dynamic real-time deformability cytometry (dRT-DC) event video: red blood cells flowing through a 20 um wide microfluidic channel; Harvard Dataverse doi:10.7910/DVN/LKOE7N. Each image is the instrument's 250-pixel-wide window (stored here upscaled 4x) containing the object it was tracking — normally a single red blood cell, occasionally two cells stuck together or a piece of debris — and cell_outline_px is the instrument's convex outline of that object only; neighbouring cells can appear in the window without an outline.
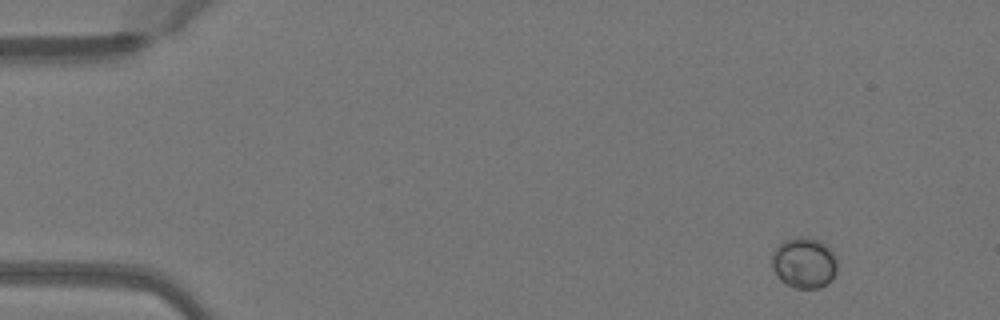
{"species": "Egyptian fruit bat (a non-hibernating species)", "species_latin": "Rousettus aegyptiacus", "temperature_condition": "warm", "stored_images_in_passage": 47, "camera_frame_rate_fps": 3000, "um_per_image_px": 0.085, "animal": {"sex": "female"}, "frame": {"image": 1, "passage_image": 1, "time_ms": 0.0, "image_size_px": [1000, 320], "cell_outline_px": [[836, 272], [832, 280], [820, 288], [796, 288], [780, 280], [772, 268], [772, 256], [776, 248], [784, 240], [800, 236], [816, 240], [824, 244], [832, 252], [836, 260]], "centroid_in_image_um": [68.34, 22.36], "position_along_channel_um": 16.7, "area_um2": 19.07}}
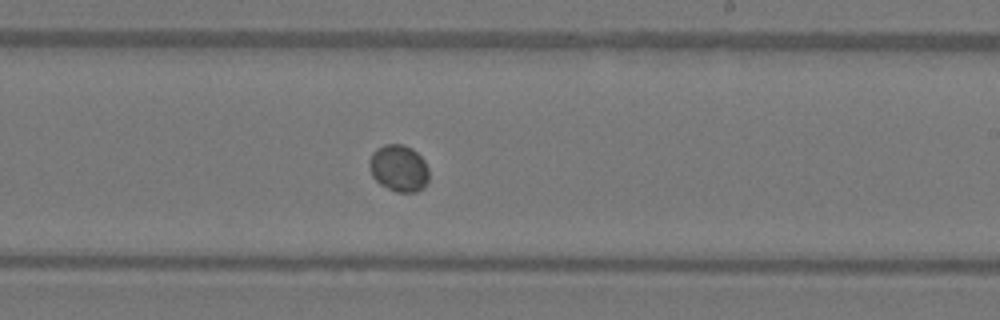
{"frame": {"image": 2, "passage_image": 27, "time_ms": 8.667, "image_size_px": [1000, 320], "cell_outline_px": [[428, 180], [424, 188], [416, 192], [396, 192], [380, 184], [372, 176], [368, 164], [368, 160], [372, 152], [376, 148], [384, 144], [404, 144], [412, 148], [424, 160], [428, 168]], "centroid_in_image_um": [33.88, 14.29], "position_along_channel_um": 255.1, "area_um2": 16.47}}
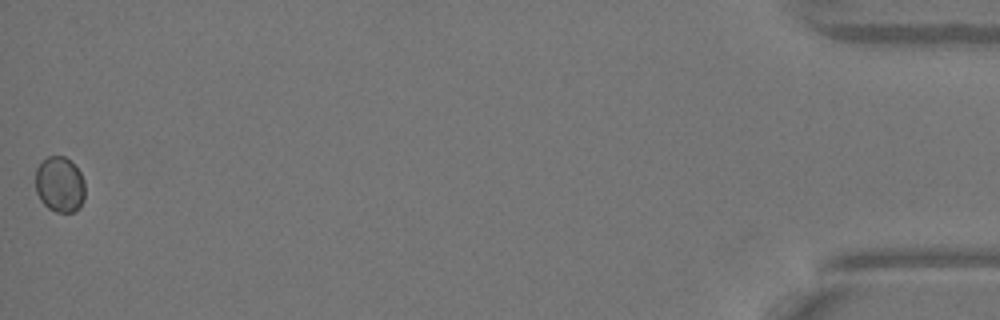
{"frame": {"image": 3, "passage_image": 47, "time_ms": 15.333, "image_size_px": [1000, 320], "cell_outline_px": [[84, 200], [80, 208], [76, 212], [56, 212], [48, 208], [40, 200], [36, 192], [36, 168], [48, 156], [64, 156], [80, 172], [84, 180]], "centroid_in_image_um": [5.08, 15.71], "position_along_channel_um": 430.1, "area_um2": 16.07}}